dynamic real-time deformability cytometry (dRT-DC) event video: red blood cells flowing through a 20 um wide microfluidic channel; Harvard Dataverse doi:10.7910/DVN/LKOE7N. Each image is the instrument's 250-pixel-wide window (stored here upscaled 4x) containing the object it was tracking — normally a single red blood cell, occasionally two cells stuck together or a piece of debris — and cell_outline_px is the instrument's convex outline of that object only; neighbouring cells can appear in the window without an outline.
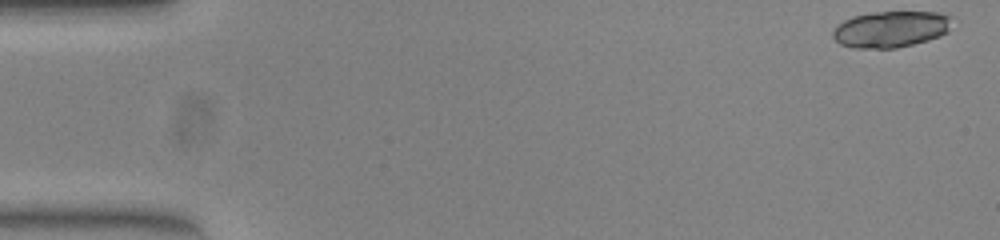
{"species": "common noctule bat (a hibernating species)", "species_latin": "Nyctalus noctula", "temperature_condition": "warm", "stored_images_in_passage": 10, "camera_frame_rate_fps": 3000, "um_per_image_px": 0.085, "animal": {"sex": "female", "body_mass_g": 23.0, "forearm_length_mm": 53.4}, "frame": {"image": 1, "passage_image": 1, "time_ms": 0.0, "image_size_px": [1000, 240], "cell_outline_px": [[952, 16], [948, 32], [940, 36], [928, 40], [896, 48], [852, 48], [840, 44], [832, 36], [832, 32], [844, 20], [852, 16], [872, 12], [936, 12]], "centroid_in_image_um": [75.72, 2.48], "position_along_channel_um": 9.3, "area_um2": 25.2}}